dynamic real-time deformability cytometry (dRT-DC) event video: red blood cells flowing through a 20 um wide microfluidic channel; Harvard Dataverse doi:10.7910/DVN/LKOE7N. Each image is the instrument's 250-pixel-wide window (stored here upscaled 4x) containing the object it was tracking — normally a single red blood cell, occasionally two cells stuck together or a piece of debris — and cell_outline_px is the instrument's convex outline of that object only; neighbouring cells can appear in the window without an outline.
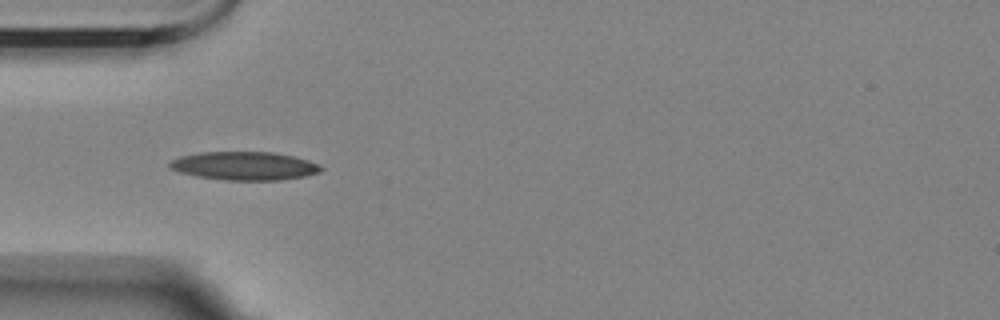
{"species": "Egyptian fruit bat (a non-hibernating species)", "species_latin": "Rousettus aegyptiacus", "temperature_condition": "room temperature", "stored_images_in_passage": 4, "camera_frame_rate_fps": 3000, "um_per_image_px": 0.085, "animal": {"sex": "female"}, "frame": {"image": 1, "passage_image": 4, "time_ms": 3.667, "image_size_px": [1000, 320], "cell_outline_px": [[324, 168], [320, 172], [304, 176], [280, 180], [224, 180], [196, 176], [180, 172], [172, 168], [168, 164], [172, 160], [180, 156], [200, 152], [276, 152], [296, 156], [320, 164]], "centroid_in_image_um": [20.82, 14.09], "position_along_channel_um": 64.2, "area_um2": 25.14}}